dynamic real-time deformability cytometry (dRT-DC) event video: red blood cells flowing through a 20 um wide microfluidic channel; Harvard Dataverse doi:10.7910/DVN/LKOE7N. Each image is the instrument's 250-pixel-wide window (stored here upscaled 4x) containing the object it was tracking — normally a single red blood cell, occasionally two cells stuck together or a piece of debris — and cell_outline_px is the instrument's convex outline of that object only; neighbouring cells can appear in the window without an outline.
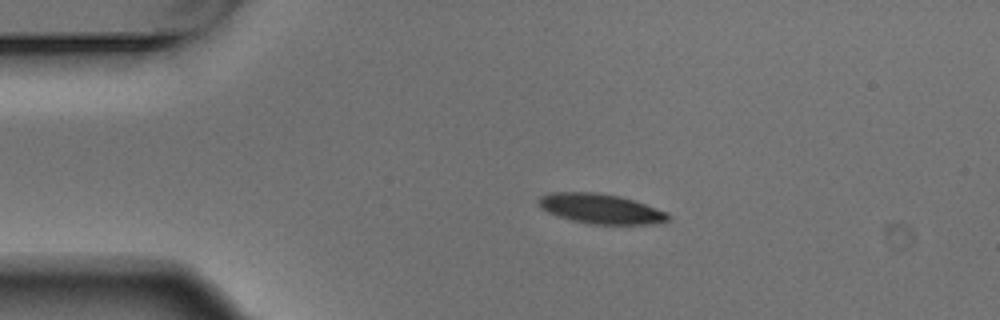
{"species": "Egyptian fruit bat (a non-hibernating species)", "species_latin": "Rousettus aegyptiacus", "temperature_condition": "warm", "stored_images_in_passage": 4, "camera_frame_rate_fps": 3000, "um_per_image_px": 0.085, "animal": {"sex": "male"}, "frame": {"image": 1, "passage_image": 3, "time_ms": 0.667, "image_size_px": [1000, 320], "cell_outline_px": [[672, 216], [668, 220], [656, 224], [592, 224], [572, 220], [556, 216], [540, 208], [536, 204], [536, 200], [540, 196], [552, 192], [596, 192], [620, 196], [668, 212]], "centroid_in_image_um": [51.02, 17.74], "position_along_channel_um": 34.0, "area_um2": 22.72}}